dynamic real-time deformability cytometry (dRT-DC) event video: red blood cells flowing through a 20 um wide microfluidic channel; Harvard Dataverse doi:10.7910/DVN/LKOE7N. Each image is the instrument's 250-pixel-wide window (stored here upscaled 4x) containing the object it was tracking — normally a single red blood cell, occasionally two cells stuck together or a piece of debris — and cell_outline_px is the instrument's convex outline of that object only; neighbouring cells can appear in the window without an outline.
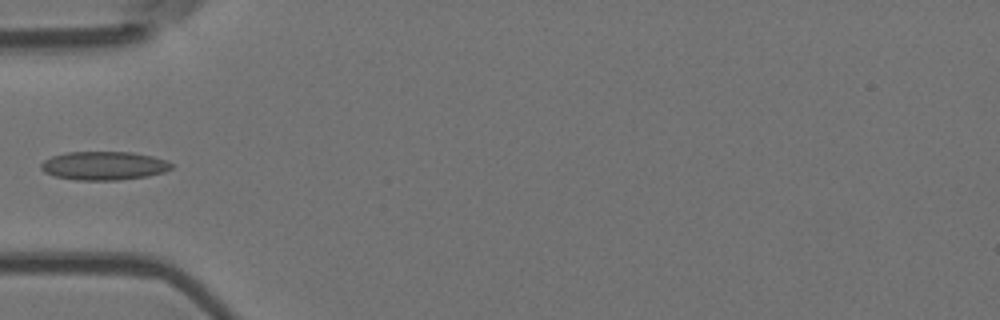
{"species": "Egyptian fruit bat (a non-hibernating species)", "species_latin": "Rousettus aegyptiacus", "temperature_condition": "room temperature", "stored_images_in_passage": 6, "camera_frame_rate_fps": 3000, "um_per_image_px": 0.085, "animal": {"sex": "female"}, "frame": {"image": 1, "passage_image": 5, "time_ms": 1.333, "image_size_px": [1000, 320], "cell_outline_px": [[172, 168], [164, 172], [148, 176], [120, 180], [76, 180], [56, 176], [44, 172], [40, 168], [40, 164], [44, 160], [52, 156], [68, 152], [132, 152], [152, 156], [168, 160], [172, 164]], "centroid_in_image_um": [8.85, 14.08], "position_along_channel_um": 76.2, "area_um2": 21.79}}
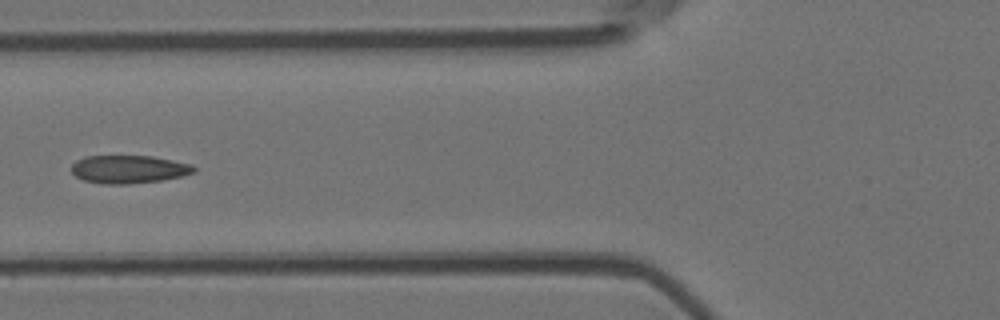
{"frame": {"image": 2, "passage_image": 6, "time_ms": 1.667, "image_size_px": [1000, 320], "cell_outline_px": [[196, 172], [180, 176], [160, 180], [128, 184], [104, 184], [84, 180], [76, 176], [72, 172], [72, 164], [76, 160], [84, 156], [152, 156], [192, 164], [196, 168]], "centroid_in_image_um": [10.94, 14.38], "position_along_channel_um": 114.9, "area_um2": 19.94}}